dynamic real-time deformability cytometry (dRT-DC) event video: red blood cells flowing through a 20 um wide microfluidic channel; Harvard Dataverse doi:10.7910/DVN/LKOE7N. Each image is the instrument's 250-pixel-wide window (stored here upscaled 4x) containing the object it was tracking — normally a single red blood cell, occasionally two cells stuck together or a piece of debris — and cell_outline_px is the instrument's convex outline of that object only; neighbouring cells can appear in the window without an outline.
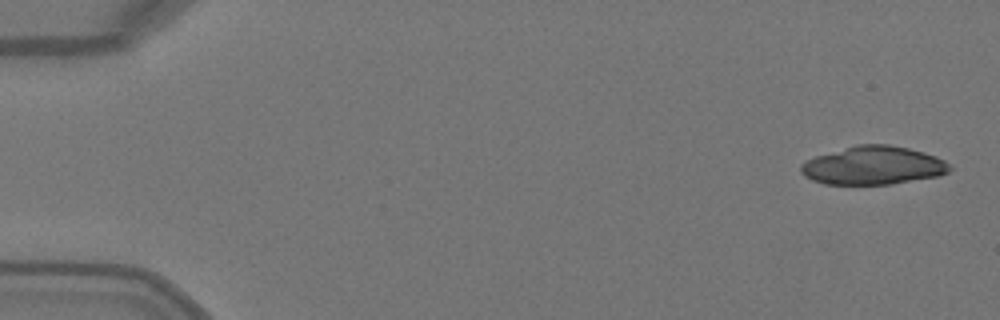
{"species": "Egyptian fruit bat (a non-hibernating species)", "species_latin": "Rousettus aegyptiacus", "temperature_condition": "warm", "stored_images_in_passage": 17, "camera_frame_rate_fps": 3000, "um_per_image_px": 0.085, "animal": {"sex": "female"}, "frame": {"image": 1, "passage_image": 1, "time_ms": 0.0, "image_size_px": [1000, 320], "cell_outline_px": [[952, 168], [948, 172], [940, 176], [892, 184], [824, 184], [812, 180], [804, 176], [800, 172], [800, 164], [816, 156], [856, 144], [888, 144], [908, 148], [924, 152], [936, 156], [944, 160]], "centroid_in_image_um": [74.23, 14.07], "position_along_channel_um": 10.8, "area_um2": 33.35}}